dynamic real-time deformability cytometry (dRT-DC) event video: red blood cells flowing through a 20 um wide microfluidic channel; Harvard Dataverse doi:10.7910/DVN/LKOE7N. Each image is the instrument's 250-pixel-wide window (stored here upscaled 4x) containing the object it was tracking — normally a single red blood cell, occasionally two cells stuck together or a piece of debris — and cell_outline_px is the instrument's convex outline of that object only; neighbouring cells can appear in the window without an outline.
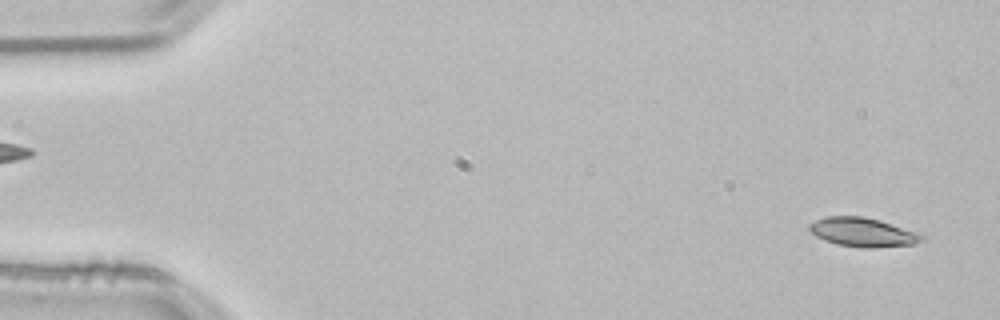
{"species": "common noctule bat (a hibernating species)", "species_latin": "Nyctalus noctula", "temperature_condition": "room temperature", "stored_images_in_passage": 14, "camera_frame_rate_fps": 3000, "um_per_image_px": 0.085, "animal": {"sex": "male", "body_mass_g": 21.5, "forearm_length_mm": 52.0}, "frame": {"image": 1, "passage_image": 2, "time_ms": 0.333, "image_size_px": [1000, 320], "cell_outline_px": [[924, 236], [920, 240], [912, 244], [872, 248], [864, 248], [836, 244], [824, 240], [816, 236], [808, 228], [808, 224], [816, 220], [828, 216], [864, 216], [880, 220], [920, 232]], "centroid_in_image_um": [73.33, 19.73], "position_along_channel_um": 11.7, "area_um2": 19.02}}
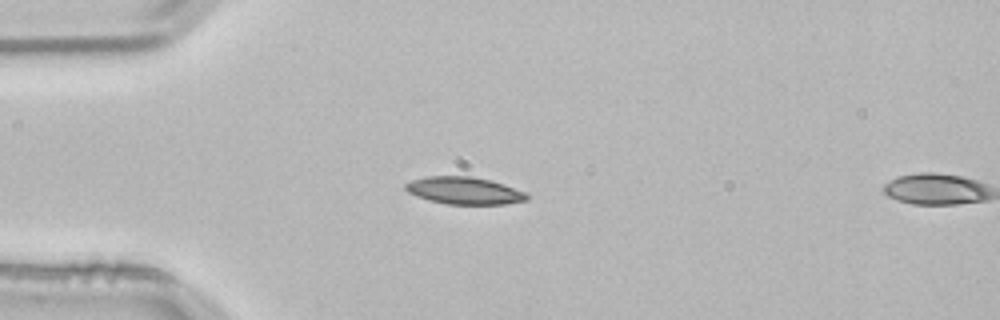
{"frame": {"image": 2, "passage_image": 13, "time_ms": 4.0, "image_size_px": [1000, 320], "cell_outline_px": [[528, 200], [504, 204], [448, 204], [416, 196], [408, 192], [404, 188], [404, 184], [412, 180], [424, 176], [472, 176], [492, 180], [504, 184], [524, 192], [528, 196]], "centroid_in_image_um": [39.45, 16.19], "position_along_channel_um": 45.6, "area_um2": 19.25}}